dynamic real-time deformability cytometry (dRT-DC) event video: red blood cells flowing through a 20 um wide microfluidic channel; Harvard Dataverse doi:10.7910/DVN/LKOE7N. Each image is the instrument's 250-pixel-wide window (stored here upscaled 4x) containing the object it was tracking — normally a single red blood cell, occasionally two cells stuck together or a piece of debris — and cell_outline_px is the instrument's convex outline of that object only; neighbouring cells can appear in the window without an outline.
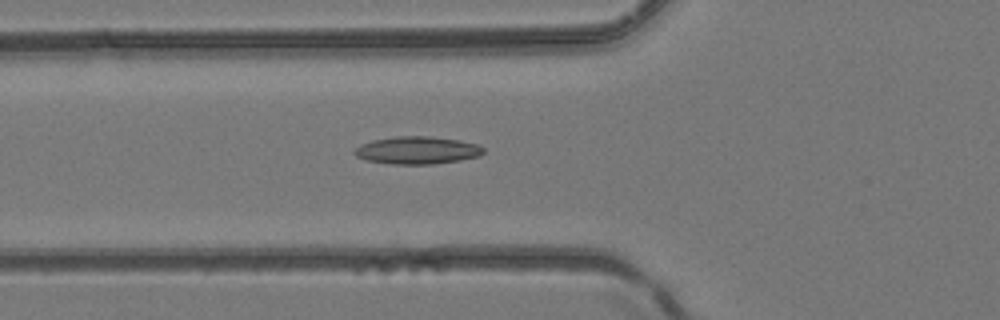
{"species": "common noctule bat (a hibernating species)", "species_latin": "Nyctalus noctula", "temperature_condition": "room temperature", "stored_images_in_passage": 27, "camera_frame_rate_fps": 3000, "um_per_image_px": 0.085, "animal": {"sex": "female", "body_mass_g": 24.6, "forearm_length_mm": 56.2}, "frame": {"image": 1, "passage_image": 5, "time_ms": 1.333, "image_size_px": [1000, 320], "cell_outline_px": [[484, 152], [480, 156], [460, 160], [432, 164], [392, 164], [368, 160], [356, 156], [352, 152], [360, 144], [372, 140], [396, 136], [428, 136], [460, 140], [480, 144], [484, 148]], "centroid_in_image_um": [35.49, 12.76], "position_along_channel_um": 90.3, "area_um2": 20.81}}
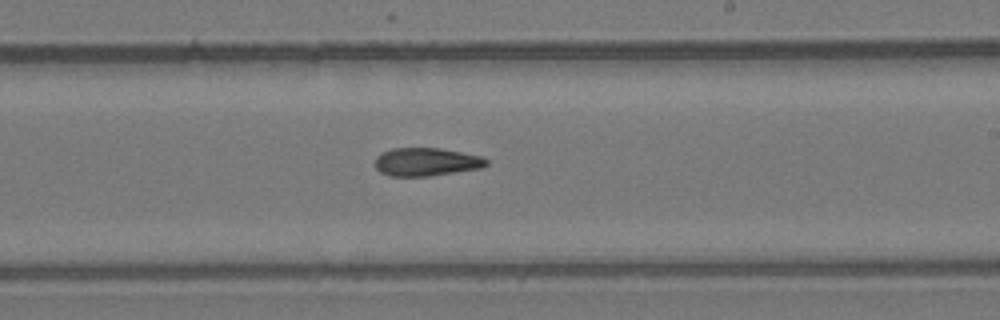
{"frame": {"image": 2, "passage_image": 15, "time_ms": 4.667, "image_size_px": [1000, 320], "cell_outline_px": [[488, 164], [480, 168], [428, 176], [388, 176], [380, 172], [376, 168], [376, 156], [380, 152], [392, 148], [440, 148], [484, 156], [488, 160]], "centroid_in_image_um": [36.23, 13.75], "position_along_channel_um": 252.8, "area_um2": 18.38}}
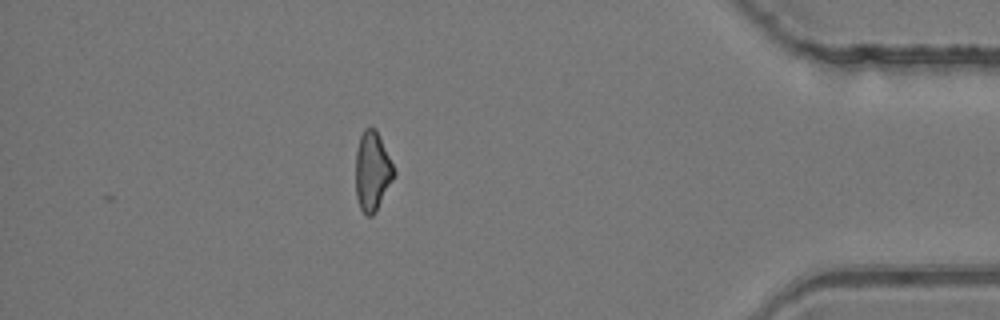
{"frame": {"image": 3, "passage_image": 27, "time_ms": 8.667, "image_size_px": [1000, 320], "cell_outline_px": [[396, 176], [376, 212], [372, 216], [368, 216], [360, 208], [356, 196], [356, 148], [360, 136], [364, 128], [376, 128], [396, 172]], "centroid_in_image_um": [31.66, 14.57], "position_along_channel_um": 403.5, "area_um2": 17.86}}